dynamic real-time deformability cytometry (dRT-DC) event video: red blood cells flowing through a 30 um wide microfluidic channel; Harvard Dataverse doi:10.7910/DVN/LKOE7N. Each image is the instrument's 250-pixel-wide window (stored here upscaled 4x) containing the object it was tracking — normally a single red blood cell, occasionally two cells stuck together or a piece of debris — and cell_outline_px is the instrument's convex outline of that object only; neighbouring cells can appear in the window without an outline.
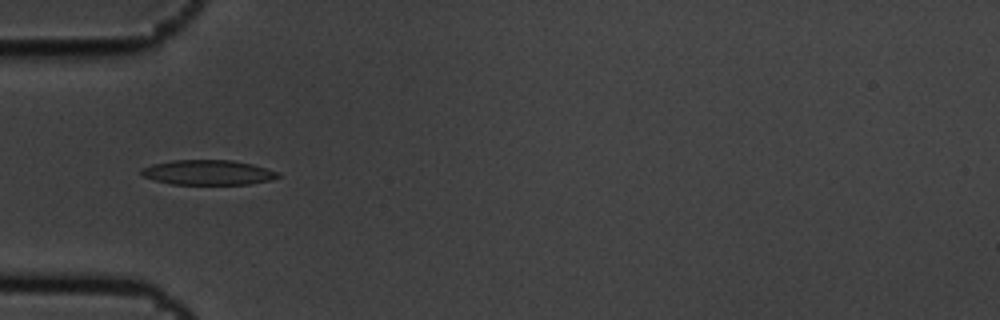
{"species": "common noctule bat (a hibernating species)", "species_latin": "Nyctalus noctula", "temperature_condition": "cold", "stored_images_in_passage": 15, "camera_frame_rate_fps": 3000, "um_per_image_px": 0.085, "animal": {"sex": "male", "body_mass_g": 19.5, "forearm_length_mm": 54.6}, "frame": {"image": 1, "passage_image": 5, "time_ms": 1.333, "image_size_px": [1000, 320], "cell_outline_px": [[280, 176], [272, 180], [248, 184], [172, 184], [156, 180], [144, 176], [140, 172], [140, 168], [152, 164], [172, 160], [232, 160], [252, 164], [280, 172]], "centroid_in_image_um": [17.7, 14.65], "position_along_channel_um": 67.3, "area_um2": 19.83}}
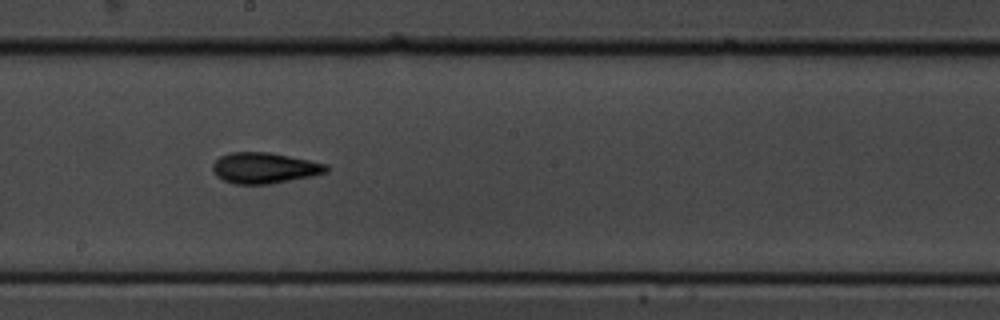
{"frame": {"image": 2, "passage_image": 9, "time_ms": 2.667, "image_size_px": [1000, 320], "cell_outline_px": [[328, 172], [312, 176], [272, 184], [232, 184], [216, 176], [212, 168], [212, 164], [220, 156], [228, 152], [268, 152], [328, 164]], "centroid_in_image_um": [22.46, 14.28], "position_along_channel_um": 225.7, "area_um2": 20.52}}
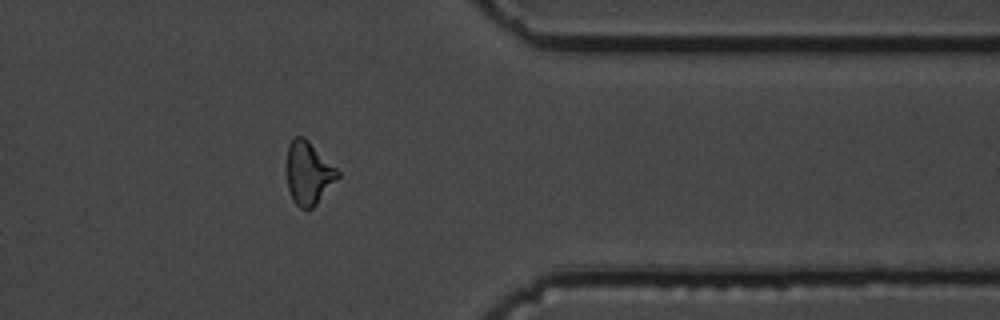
{"frame": {"image": 3, "passage_image": 13, "time_ms": 4.0, "image_size_px": [1000, 320], "cell_outline_px": [[340, 176], [316, 204], [308, 212], [300, 208], [292, 200], [288, 188], [284, 168], [284, 164], [288, 144], [292, 136], [304, 136], [340, 172]], "centroid_in_image_um": [26.15, 14.7], "position_along_channel_um": 385.2, "area_um2": 19.31}}